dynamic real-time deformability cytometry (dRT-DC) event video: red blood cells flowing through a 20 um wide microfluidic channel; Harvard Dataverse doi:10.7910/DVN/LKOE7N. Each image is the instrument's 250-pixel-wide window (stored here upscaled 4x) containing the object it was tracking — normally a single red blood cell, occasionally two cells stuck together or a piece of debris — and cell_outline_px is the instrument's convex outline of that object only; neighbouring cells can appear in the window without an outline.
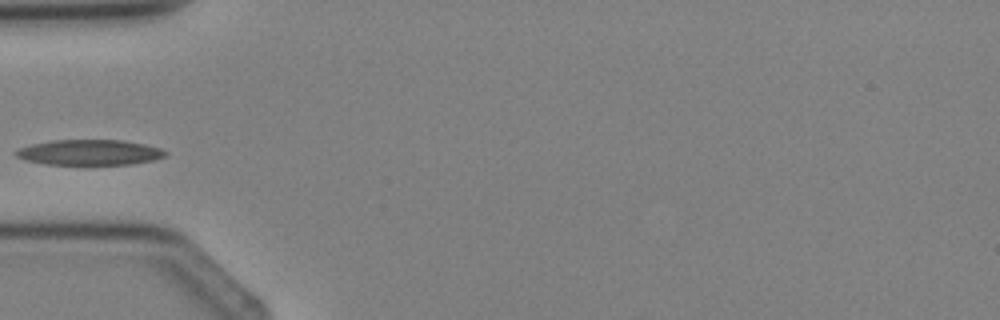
{"species": "Egyptian fruit bat (a non-hibernating species)", "species_latin": "Rousettus aegyptiacus", "temperature_condition": "cold", "stored_images_in_passage": 3, "camera_frame_rate_fps": 3000, "um_per_image_px": 0.085, "animal": {"sex": "female"}, "frame": {"image": 1, "passage_image": 3, "time_ms": 2.667, "image_size_px": [1000, 320], "cell_outline_px": [[168, 156], [152, 160], [132, 164], [44, 164], [24, 160], [16, 156], [12, 152], [16, 148], [32, 144], [52, 140], [124, 140], [144, 144], [160, 148], [168, 152]], "centroid_in_image_um": [7.58, 12.95], "position_along_channel_um": 77.4, "area_um2": 22.31}}